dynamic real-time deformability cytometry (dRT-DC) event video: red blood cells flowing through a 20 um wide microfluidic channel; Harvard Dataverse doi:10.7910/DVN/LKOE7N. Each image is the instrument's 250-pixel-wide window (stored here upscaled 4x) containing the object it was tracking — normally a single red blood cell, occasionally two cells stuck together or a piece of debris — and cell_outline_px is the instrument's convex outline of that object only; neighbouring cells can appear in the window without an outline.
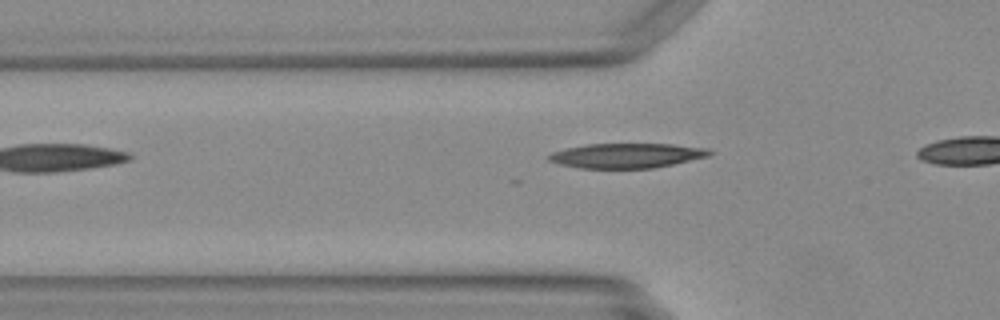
{"species": "Egyptian fruit bat (a non-hibernating species)", "species_latin": "Rousettus aegyptiacus", "temperature_condition": "warm", "stored_images_in_passage": 4, "camera_frame_rate_fps": 3000, "um_per_image_px": 0.085, "animal": {"sex": "female"}, "frame": {"image": 1, "passage_image": 2, "time_ms": 0.333, "image_size_px": [1000, 320], "cell_outline_px": [[712, 152], [708, 156], [672, 164], [652, 168], [580, 168], [560, 164], [548, 160], [544, 156], [552, 152], [568, 148], [588, 144], [672, 144], [708, 148]], "centroid_in_image_um": [53.24, 13.22], "position_along_channel_um": 72.6, "area_um2": 23.0}}